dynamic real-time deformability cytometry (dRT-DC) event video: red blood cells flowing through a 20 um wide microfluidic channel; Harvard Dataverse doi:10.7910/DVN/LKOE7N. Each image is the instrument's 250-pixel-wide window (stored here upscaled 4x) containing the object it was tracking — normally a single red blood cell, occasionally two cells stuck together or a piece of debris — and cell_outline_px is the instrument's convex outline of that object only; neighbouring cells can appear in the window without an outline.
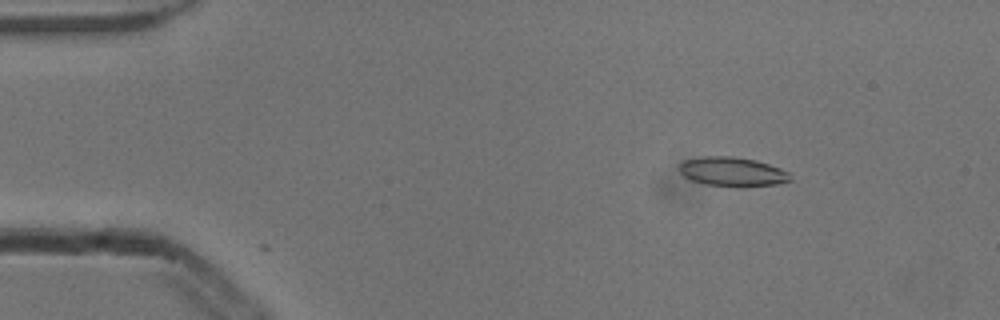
{"species": "common noctule bat (a hibernating species)", "species_latin": "Nyctalus noctula", "temperature_condition": "cold", "stored_images_in_passage": 8, "camera_frame_rate_fps": 3000, "um_per_image_px": 0.085, "animal": {"sex": "male", "body_mass_g": 13.3}, "frame": {"image": 1, "passage_image": 8, "time_ms": 2.333, "image_size_px": [1000, 320], "cell_outline_px": [[792, 180], [776, 184], [740, 188], [704, 184], [692, 180], [684, 176], [680, 172], [680, 164], [684, 160], [700, 156], [732, 156], [756, 160], [780, 168], [788, 172]], "centroid_in_image_um": [62.25, 14.61], "position_along_channel_um": 22.7, "area_um2": 19.13}}